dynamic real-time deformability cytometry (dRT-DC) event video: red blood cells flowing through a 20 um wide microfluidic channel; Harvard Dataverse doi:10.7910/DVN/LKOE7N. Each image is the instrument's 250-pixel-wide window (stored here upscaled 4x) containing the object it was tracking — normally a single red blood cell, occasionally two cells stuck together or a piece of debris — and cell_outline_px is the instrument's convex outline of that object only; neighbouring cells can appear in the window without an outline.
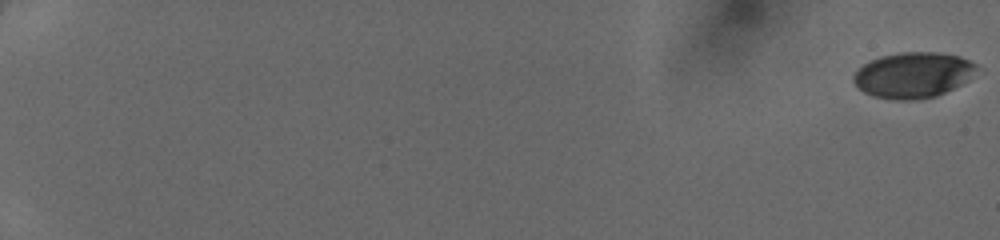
{"species": "human", "species_latin": "Homo sapiens", "temperature_condition": "cold", "stored_images_in_passage": 52, "camera_frame_rate_fps": 3000, "um_per_image_px": 0.085, "donor": {"sex": "female"}, "frame": {"image": 1, "passage_image": 1, "time_ms": 0.0, "image_size_px": [1000, 240], "cell_outline_px": [[976, 68], [968, 80], [936, 96], [920, 100], [896, 100], [872, 96], [864, 92], [852, 80], [852, 76], [864, 64], [880, 56], [900, 52], [936, 52], [960, 56], [976, 64]], "centroid_in_image_um": [77.59, 6.38], "position_along_channel_um": 7.4, "area_um2": 32.54}}
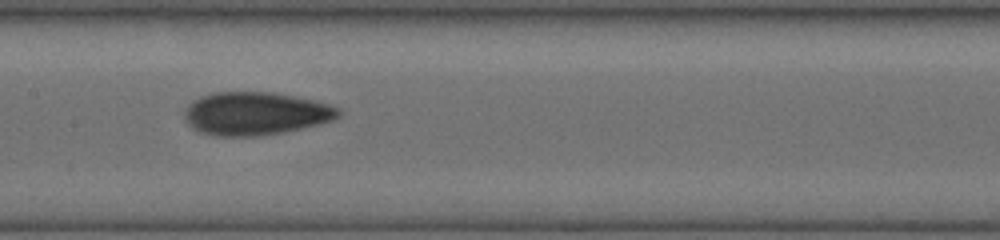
{"frame": {"image": 2, "passage_image": 30, "time_ms": 9.667, "image_size_px": [1000, 240], "cell_outline_px": [[340, 116], [332, 120], [284, 132], [256, 136], [216, 136], [200, 132], [192, 128], [188, 124], [184, 116], [184, 112], [188, 104], [192, 100], [200, 96], [212, 92], [272, 92], [316, 100], [340, 108]], "centroid_in_image_um": [21.68, 9.64], "position_along_channel_um": 185.7, "area_um2": 38.73}}
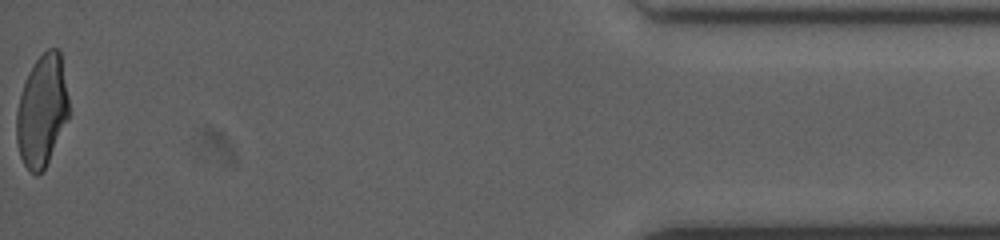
{"frame": {"image": 3, "passage_image": 52, "time_ms": 17.0, "image_size_px": [1000, 240], "cell_outline_px": [[68, 116], [48, 160], [44, 168], [36, 176], [24, 164], [20, 156], [16, 140], [16, 112], [20, 96], [28, 72], [36, 60], [48, 48], [60, 48], [68, 96]], "centroid_in_image_um": [3.55, 9.37], "position_along_channel_um": 431.6, "area_um2": 33.58}}